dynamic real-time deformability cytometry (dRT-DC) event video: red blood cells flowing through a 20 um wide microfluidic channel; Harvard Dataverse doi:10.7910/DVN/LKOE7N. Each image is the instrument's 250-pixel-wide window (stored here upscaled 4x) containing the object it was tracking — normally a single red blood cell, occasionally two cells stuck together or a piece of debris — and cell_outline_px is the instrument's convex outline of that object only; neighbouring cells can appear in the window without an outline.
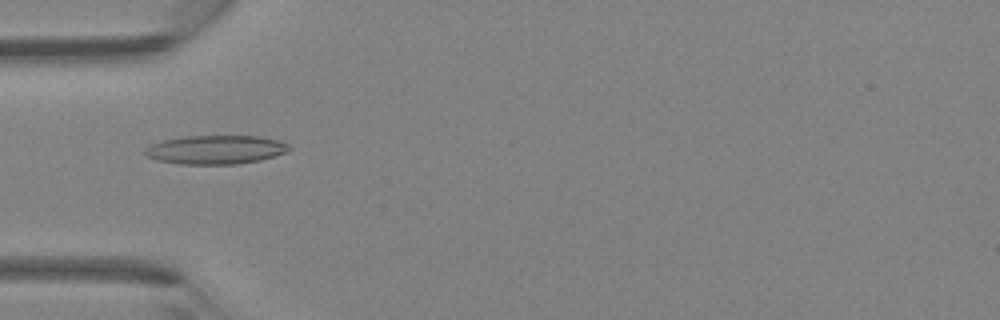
{"species": "Egyptian fruit bat (a non-hibernating species)", "species_latin": "Rousettus aegyptiacus", "temperature_condition": "room temperature", "stored_images_in_passage": 38, "camera_frame_rate_fps": 3000, "um_per_image_px": 0.085, "animal": {"sex": "female"}, "frame": {"image": 1, "passage_image": 7, "time_ms": 2.0, "image_size_px": [1000, 320], "cell_outline_px": [[292, 148], [284, 152], [260, 160], [236, 164], [180, 164], [156, 160], [148, 156], [144, 152], [144, 148], [152, 144], [164, 140], [184, 136], [260, 136], [280, 140], [288, 144]], "centroid_in_image_um": [18.33, 12.72], "position_along_channel_um": 66.7, "area_um2": 24.1}}
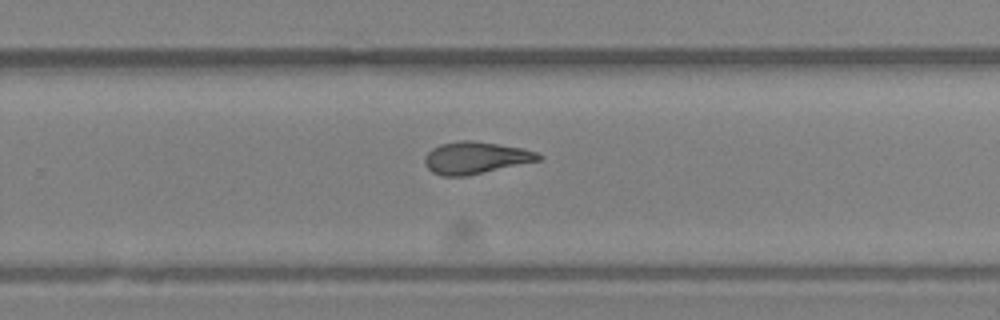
{"frame": {"image": 2, "passage_image": 22, "time_ms": 7.0, "image_size_px": [1000, 320], "cell_outline_px": [[544, 156], [540, 160], [464, 176], [440, 176], [432, 172], [424, 164], [424, 156], [432, 148], [440, 144], [460, 140], [468, 140], [524, 148], [536, 152]], "centroid_in_image_um": [40.39, 13.41], "position_along_channel_um": 289.4, "area_um2": 21.1}}
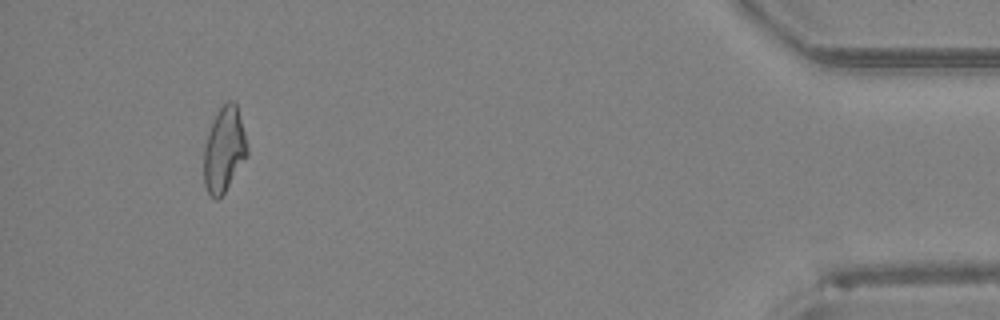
{"frame": {"image": 3, "passage_image": 35, "time_ms": 11.333, "image_size_px": [1000, 320], "cell_outline_px": [[248, 156], [224, 192], [216, 200], [208, 192], [204, 184], [204, 148], [208, 132], [220, 108], [228, 100], [232, 100], [236, 104], [244, 132], [248, 148]], "centroid_in_image_um": [19.06, 12.73], "position_along_channel_um": 416.1, "area_um2": 21.1}}